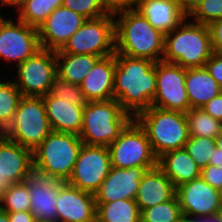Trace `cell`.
<instances>
[{
    "label": "cell",
    "instance_id": "cell-42",
    "mask_svg": "<svg viewBox=\"0 0 222 222\" xmlns=\"http://www.w3.org/2000/svg\"><path fill=\"white\" fill-rule=\"evenodd\" d=\"M10 222H36L30 211L7 212Z\"/></svg>",
    "mask_w": 222,
    "mask_h": 222
},
{
    "label": "cell",
    "instance_id": "cell-9",
    "mask_svg": "<svg viewBox=\"0 0 222 222\" xmlns=\"http://www.w3.org/2000/svg\"><path fill=\"white\" fill-rule=\"evenodd\" d=\"M114 15L86 19L82 26L55 52L107 57L115 54Z\"/></svg>",
    "mask_w": 222,
    "mask_h": 222
},
{
    "label": "cell",
    "instance_id": "cell-3",
    "mask_svg": "<svg viewBox=\"0 0 222 222\" xmlns=\"http://www.w3.org/2000/svg\"><path fill=\"white\" fill-rule=\"evenodd\" d=\"M188 20L187 17L177 28L164 34L162 61L175 63L186 69L205 67L213 54L208 25Z\"/></svg>",
    "mask_w": 222,
    "mask_h": 222
},
{
    "label": "cell",
    "instance_id": "cell-35",
    "mask_svg": "<svg viewBox=\"0 0 222 222\" xmlns=\"http://www.w3.org/2000/svg\"><path fill=\"white\" fill-rule=\"evenodd\" d=\"M62 7L70 9L86 19L107 15L102 0H62Z\"/></svg>",
    "mask_w": 222,
    "mask_h": 222
},
{
    "label": "cell",
    "instance_id": "cell-26",
    "mask_svg": "<svg viewBox=\"0 0 222 222\" xmlns=\"http://www.w3.org/2000/svg\"><path fill=\"white\" fill-rule=\"evenodd\" d=\"M101 56L56 52L57 77L68 83L80 85Z\"/></svg>",
    "mask_w": 222,
    "mask_h": 222
},
{
    "label": "cell",
    "instance_id": "cell-19",
    "mask_svg": "<svg viewBox=\"0 0 222 222\" xmlns=\"http://www.w3.org/2000/svg\"><path fill=\"white\" fill-rule=\"evenodd\" d=\"M147 170L144 167L115 168L94 194L95 202H112L119 199H135L139 183Z\"/></svg>",
    "mask_w": 222,
    "mask_h": 222
},
{
    "label": "cell",
    "instance_id": "cell-49",
    "mask_svg": "<svg viewBox=\"0 0 222 222\" xmlns=\"http://www.w3.org/2000/svg\"><path fill=\"white\" fill-rule=\"evenodd\" d=\"M179 222H197L194 218L182 217Z\"/></svg>",
    "mask_w": 222,
    "mask_h": 222
},
{
    "label": "cell",
    "instance_id": "cell-12",
    "mask_svg": "<svg viewBox=\"0 0 222 222\" xmlns=\"http://www.w3.org/2000/svg\"><path fill=\"white\" fill-rule=\"evenodd\" d=\"M111 168L108 147L83 144L73 171L66 182L82 191L95 194Z\"/></svg>",
    "mask_w": 222,
    "mask_h": 222
},
{
    "label": "cell",
    "instance_id": "cell-44",
    "mask_svg": "<svg viewBox=\"0 0 222 222\" xmlns=\"http://www.w3.org/2000/svg\"><path fill=\"white\" fill-rule=\"evenodd\" d=\"M209 164L217 166L218 168L222 167V152L217 146L210 157Z\"/></svg>",
    "mask_w": 222,
    "mask_h": 222
},
{
    "label": "cell",
    "instance_id": "cell-16",
    "mask_svg": "<svg viewBox=\"0 0 222 222\" xmlns=\"http://www.w3.org/2000/svg\"><path fill=\"white\" fill-rule=\"evenodd\" d=\"M33 151L0 135V196L10 186L30 178Z\"/></svg>",
    "mask_w": 222,
    "mask_h": 222
},
{
    "label": "cell",
    "instance_id": "cell-15",
    "mask_svg": "<svg viewBox=\"0 0 222 222\" xmlns=\"http://www.w3.org/2000/svg\"><path fill=\"white\" fill-rule=\"evenodd\" d=\"M65 181L54 175L46 174L32 168L28 178L30 193V212L36 222H57V197L60 187Z\"/></svg>",
    "mask_w": 222,
    "mask_h": 222
},
{
    "label": "cell",
    "instance_id": "cell-21",
    "mask_svg": "<svg viewBox=\"0 0 222 222\" xmlns=\"http://www.w3.org/2000/svg\"><path fill=\"white\" fill-rule=\"evenodd\" d=\"M42 98L52 131L81 133L84 107L53 96L50 92Z\"/></svg>",
    "mask_w": 222,
    "mask_h": 222
},
{
    "label": "cell",
    "instance_id": "cell-22",
    "mask_svg": "<svg viewBox=\"0 0 222 222\" xmlns=\"http://www.w3.org/2000/svg\"><path fill=\"white\" fill-rule=\"evenodd\" d=\"M176 188L158 167L147 170L139 183L135 201L140 211L170 200Z\"/></svg>",
    "mask_w": 222,
    "mask_h": 222
},
{
    "label": "cell",
    "instance_id": "cell-20",
    "mask_svg": "<svg viewBox=\"0 0 222 222\" xmlns=\"http://www.w3.org/2000/svg\"><path fill=\"white\" fill-rule=\"evenodd\" d=\"M115 69V54L103 57L95 64L79 85L88 102L114 99Z\"/></svg>",
    "mask_w": 222,
    "mask_h": 222
},
{
    "label": "cell",
    "instance_id": "cell-1",
    "mask_svg": "<svg viewBox=\"0 0 222 222\" xmlns=\"http://www.w3.org/2000/svg\"><path fill=\"white\" fill-rule=\"evenodd\" d=\"M156 92V62L116 55L114 99L132 118L151 107Z\"/></svg>",
    "mask_w": 222,
    "mask_h": 222
},
{
    "label": "cell",
    "instance_id": "cell-32",
    "mask_svg": "<svg viewBox=\"0 0 222 222\" xmlns=\"http://www.w3.org/2000/svg\"><path fill=\"white\" fill-rule=\"evenodd\" d=\"M182 217L176 194L166 202L141 211V222H179Z\"/></svg>",
    "mask_w": 222,
    "mask_h": 222
},
{
    "label": "cell",
    "instance_id": "cell-38",
    "mask_svg": "<svg viewBox=\"0 0 222 222\" xmlns=\"http://www.w3.org/2000/svg\"><path fill=\"white\" fill-rule=\"evenodd\" d=\"M200 177L211 187L219 191L222 189V167L218 168L217 166L209 164L201 169Z\"/></svg>",
    "mask_w": 222,
    "mask_h": 222
},
{
    "label": "cell",
    "instance_id": "cell-47",
    "mask_svg": "<svg viewBox=\"0 0 222 222\" xmlns=\"http://www.w3.org/2000/svg\"><path fill=\"white\" fill-rule=\"evenodd\" d=\"M0 222H10L8 213L2 209H0Z\"/></svg>",
    "mask_w": 222,
    "mask_h": 222
},
{
    "label": "cell",
    "instance_id": "cell-4",
    "mask_svg": "<svg viewBox=\"0 0 222 222\" xmlns=\"http://www.w3.org/2000/svg\"><path fill=\"white\" fill-rule=\"evenodd\" d=\"M145 130L154 155L182 149L189 139L185 113L149 107L134 118Z\"/></svg>",
    "mask_w": 222,
    "mask_h": 222
},
{
    "label": "cell",
    "instance_id": "cell-13",
    "mask_svg": "<svg viewBox=\"0 0 222 222\" xmlns=\"http://www.w3.org/2000/svg\"><path fill=\"white\" fill-rule=\"evenodd\" d=\"M40 49L37 28L0 16V59L18 66Z\"/></svg>",
    "mask_w": 222,
    "mask_h": 222
},
{
    "label": "cell",
    "instance_id": "cell-24",
    "mask_svg": "<svg viewBox=\"0 0 222 222\" xmlns=\"http://www.w3.org/2000/svg\"><path fill=\"white\" fill-rule=\"evenodd\" d=\"M157 166L170 179L175 188L198 179L201 169L185 148L165 152L157 159Z\"/></svg>",
    "mask_w": 222,
    "mask_h": 222
},
{
    "label": "cell",
    "instance_id": "cell-6",
    "mask_svg": "<svg viewBox=\"0 0 222 222\" xmlns=\"http://www.w3.org/2000/svg\"><path fill=\"white\" fill-rule=\"evenodd\" d=\"M83 145L79 135L52 131L33 150V167L67 181Z\"/></svg>",
    "mask_w": 222,
    "mask_h": 222
},
{
    "label": "cell",
    "instance_id": "cell-23",
    "mask_svg": "<svg viewBox=\"0 0 222 222\" xmlns=\"http://www.w3.org/2000/svg\"><path fill=\"white\" fill-rule=\"evenodd\" d=\"M137 10L163 34L177 28L188 17L178 0H139Z\"/></svg>",
    "mask_w": 222,
    "mask_h": 222
},
{
    "label": "cell",
    "instance_id": "cell-5",
    "mask_svg": "<svg viewBox=\"0 0 222 222\" xmlns=\"http://www.w3.org/2000/svg\"><path fill=\"white\" fill-rule=\"evenodd\" d=\"M132 119L115 99L87 102L79 138L85 145L108 147Z\"/></svg>",
    "mask_w": 222,
    "mask_h": 222
},
{
    "label": "cell",
    "instance_id": "cell-7",
    "mask_svg": "<svg viewBox=\"0 0 222 222\" xmlns=\"http://www.w3.org/2000/svg\"><path fill=\"white\" fill-rule=\"evenodd\" d=\"M51 132L43 98L22 96L11 124L2 134L33 151Z\"/></svg>",
    "mask_w": 222,
    "mask_h": 222
},
{
    "label": "cell",
    "instance_id": "cell-43",
    "mask_svg": "<svg viewBox=\"0 0 222 222\" xmlns=\"http://www.w3.org/2000/svg\"><path fill=\"white\" fill-rule=\"evenodd\" d=\"M204 0H178L182 11L189 16L195 8Z\"/></svg>",
    "mask_w": 222,
    "mask_h": 222
},
{
    "label": "cell",
    "instance_id": "cell-27",
    "mask_svg": "<svg viewBox=\"0 0 222 222\" xmlns=\"http://www.w3.org/2000/svg\"><path fill=\"white\" fill-rule=\"evenodd\" d=\"M97 222H141V211L135 199L96 202Z\"/></svg>",
    "mask_w": 222,
    "mask_h": 222
},
{
    "label": "cell",
    "instance_id": "cell-25",
    "mask_svg": "<svg viewBox=\"0 0 222 222\" xmlns=\"http://www.w3.org/2000/svg\"><path fill=\"white\" fill-rule=\"evenodd\" d=\"M185 87L191 108H201L222 92L219 84L205 67L187 68Z\"/></svg>",
    "mask_w": 222,
    "mask_h": 222
},
{
    "label": "cell",
    "instance_id": "cell-40",
    "mask_svg": "<svg viewBox=\"0 0 222 222\" xmlns=\"http://www.w3.org/2000/svg\"><path fill=\"white\" fill-rule=\"evenodd\" d=\"M205 68L216 80L222 90V55L214 53L205 64Z\"/></svg>",
    "mask_w": 222,
    "mask_h": 222
},
{
    "label": "cell",
    "instance_id": "cell-34",
    "mask_svg": "<svg viewBox=\"0 0 222 222\" xmlns=\"http://www.w3.org/2000/svg\"><path fill=\"white\" fill-rule=\"evenodd\" d=\"M50 93L53 96L82 107L88 102L79 85L68 83L59 77L55 78Z\"/></svg>",
    "mask_w": 222,
    "mask_h": 222
},
{
    "label": "cell",
    "instance_id": "cell-18",
    "mask_svg": "<svg viewBox=\"0 0 222 222\" xmlns=\"http://www.w3.org/2000/svg\"><path fill=\"white\" fill-rule=\"evenodd\" d=\"M57 222H93L96 220L94 194L64 182L57 197Z\"/></svg>",
    "mask_w": 222,
    "mask_h": 222
},
{
    "label": "cell",
    "instance_id": "cell-29",
    "mask_svg": "<svg viewBox=\"0 0 222 222\" xmlns=\"http://www.w3.org/2000/svg\"><path fill=\"white\" fill-rule=\"evenodd\" d=\"M61 6L62 0H27L17 18L38 29L52 11Z\"/></svg>",
    "mask_w": 222,
    "mask_h": 222
},
{
    "label": "cell",
    "instance_id": "cell-36",
    "mask_svg": "<svg viewBox=\"0 0 222 222\" xmlns=\"http://www.w3.org/2000/svg\"><path fill=\"white\" fill-rule=\"evenodd\" d=\"M194 18L193 22L209 25L222 18V0H204L188 16Z\"/></svg>",
    "mask_w": 222,
    "mask_h": 222
},
{
    "label": "cell",
    "instance_id": "cell-37",
    "mask_svg": "<svg viewBox=\"0 0 222 222\" xmlns=\"http://www.w3.org/2000/svg\"><path fill=\"white\" fill-rule=\"evenodd\" d=\"M108 14L115 15L123 11L137 10L139 0H102Z\"/></svg>",
    "mask_w": 222,
    "mask_h": 222
},
{
    "label": "cell",
    "instance_id": "cell-30",
    "mask_svg": "<svg viewBox=\"0 0 222 222\" xmlns=\"http://www.w3.org/2000/svg\"><path fill=\"white\" fill-rule=\"evenodd\" d=\"M22 94L11 80L0 81V132L3 133L11 124Z\"/></svg>",
    "mask_w": 222,
    "mask_h": 222
},
{
    "label": "cell",
    "instance_id": "cell-31",
    "mask_svg": "<svg viewBox=\"0 0 222 222\" xmlns=\"http://www.w3.org/2000/svg\"><path fill=\"white\" fill-rule=\"evenodd\" d=\"M0 209L6 212L30 211L28 179L13 184L0 196Z\"/></svg>",
    "mask_w": 222,
    "mask_h": 222
},
{
    "label": "cell",
    "instance_id": "cell-11",
    "mask_svg": "<svg viewBox=\"0 0 222 222\" xmlns=\"http://www.w3.org/2000/svg\"><path fill=\"white\" fill-rule=\"evenodd\" d=\"M185 77L186 68L175 63L156 62V92L151 106L186 113L190 103Z\"/></svg>",
    "mask_w": 222,
    "mask_h": 222
},
{
    "label": "cell",
    "instance_id": "cell-41",
    "mask_svg": "<svg viewBox=\"0 0 222 222\" xmlns=\"http://www.w3.org/2000/svg\"><path fill=\"white\" fill-rule=\"evenodd\" d=\"M214 119L222 122V92L201 107Z\"/></svg>",
    "mask_w": 222,
    "mask_h": 222
},
{
    "label": "cell",
    "instance_id": "cell-10",
    "mask_svg": "<svg viewBox=\"0 0 222 222\" xmlns=\"http://www.w3.org/2000/svg\"><path fill=\"white\" fill-rule=\"evenodd\" d=\"M15 85L22 96L42 97L48 94L57 77L56 52L41 48L17 66Z\"/></svg>",
    "mask_w": 222,
    "mask_h": 222
},
{
    "label": "cell",
    "instance_id": "cell-50",
    "mask_svg": "<svg viewBox=\"0 0 222 222\" xmlns=\"http://www.w3.org/2000/svg\"><path fill=\"white\" fill-rule=\"evenodd\" d=\"M217 217L220 219V221L222 222V206L220 207L218 213H217Z\"/></svg>",
    "mask_w": 222,
    "mask_h": 222
},
{
    "label": "cell",
    "instance_id": "cell-2",
    "mask_svg": "<svg viewBox=\"0 0 222 222\" xmlns=\"http://www.w3.org/2000/svg\"><path fill=\"white\" fill-rule=\"evenodd\" d=\"M119 16V18H118ZM115 55L162 61L164 34L154 28L138 11H123L114 15Z\"/></svg>",
    "mask_w": 222,
    "mask_h": 222
},
{
    "label": "cell",
    "instance_id": "cell-8",
    "mask_svg": "<svg viewBox=\"0 0 222 222\" xmlns=\"http://www.w3.org/2000/svg\"><path fill=\"white\" fill-rule=\"evenodd\" d=\"M108 149L112 167H144L149 170L157 166L158 158L152 151L147 134L134 118Z\"/></svg>",
    "mask_w": 222,
    "mask_h": 222
},
{
    "label": "cell",
    "instance_id": "cell-46",
    "mask_svg": "<svg viewBox=\"0 0 222 222\" xmlns=\"http://www.w3.org/2000/svg\"><path fill=\"white\" fill-rule=\"evenodd\" d=\"M197 222H221L217 216L194 218Z\"/></svg>",
    "mask_w": 222,
    "mask_h": 222
},
{
    "label": "cell",
    "instance_id": "cell-14",
    "mask_svg": "<svg viewBox=\"0 0 222 222\" xmlns=\"http://www.w3.org/2000/svg\"><path fill=\"white\" fill-rule=\"evenodd\" d=\"M176 196L182 215L188 218L217 216L222 206L220 191L201 177L177 187Z\"/></svg>",
    "mask_w": 222,
    "mask_h": 222
},
{
    "label": "cell",
    "instance_id": "cell-33",
    "mask_svg": "<svg viewBox=\"0 0 222 222\" xmlns=\"http://www.w3.org/2000/svg\"><path fill=\"white\" fill-rule=\"evenodd\" d=\"M184 148L196 165L203 169L209 165L210 157L216 148V141L214 138L209 137L190 136Z\"/></svg>",
    "mask_w": 222,
    "mask_h": 222
},
{
    "label": "cell",
    "instance_id": "cell-17",
    "mask_svg": "<svg viewBox=\"0 0 222 222\" xmlns=\"http://www.w3.org/2000/svg\"><path fill=\"white\" fill-rule=\"evenodd\" d=\"M85 21L80 14L58 7L37 29L41 48L60 50Z\"/></svg>",
    "mask_w": 222,
    "mask_h": 222
},
{
    "label": "cell",
    "instance_id": "cell-51",
    "mask_svg": "<svg viewBox=\"0 0 222 222\" xmlns=\"http://www.w3.org/2000/svg\"><path fill=\"white\" fill-rule=\"evenodd\" d=\"M221 203H222V189L220 190Z\"/></svg>",
    "mask_w": 222,
    "mask_h": 222
},
{
    "label": "cell",
    "instance_id": "cell-45",
    "mask_svg": "<svg viewBox=\"0 0 222 222\" xmlns=\"http://www.w3.org/2000/svg\"><path fill=\"white\" fill-rule=\"evenodd\" d=\"M1 5L3 6H13L16 8V12H19L20 9L24 6L27 0H1Z\"/></svg>",
    "mask_w": 222,
    "mask_h": 222
},
{
    "label": "cell",
    "instance_id": "cell-48",
    "mask_svg": "<svg viewBox=\"0 0 222 222\" xmlns=\"http://www.w3.org/2000/svg\"><path fill=\"white\" fill-rule=\"evenodd\" d=\"M215 141H216V146L218 148L221 149V152H222V131L218 134V136L215 138Z\"/></svg>",
    "mask_w": 222,
    "mask_h": 222
},
{
    "label": "cell",
    "instance_id": "cell-39",
    "mask_svg": "<svg viewBox=\"0 0 222 222\" xmlns=\"http://www.w3.org/2000/svg\"><path fill=\"white\" fill-rule=\"evenodd\" d=\"M208 28L213 52L222 55V18L211 22Z\"/></svg>",
    "mask_w": 222,
    "mask_h": 222
},
{
    "label": "cell",
    "instance_id": "cell-28",
    "mask_svg": "<svg viewBox=\"0 0 222 222\" xmlns=\"http://www.w3.org/2000/svg\"><path fill=\"white\" fill-rule=\"evenodd\" d=\"M185 115L189 136L215 139L222 131V122L211 117L202 108H191Z\"/></svg>",
    "mask_w": 222,
    "mask_h": 222
}]
</instances>
